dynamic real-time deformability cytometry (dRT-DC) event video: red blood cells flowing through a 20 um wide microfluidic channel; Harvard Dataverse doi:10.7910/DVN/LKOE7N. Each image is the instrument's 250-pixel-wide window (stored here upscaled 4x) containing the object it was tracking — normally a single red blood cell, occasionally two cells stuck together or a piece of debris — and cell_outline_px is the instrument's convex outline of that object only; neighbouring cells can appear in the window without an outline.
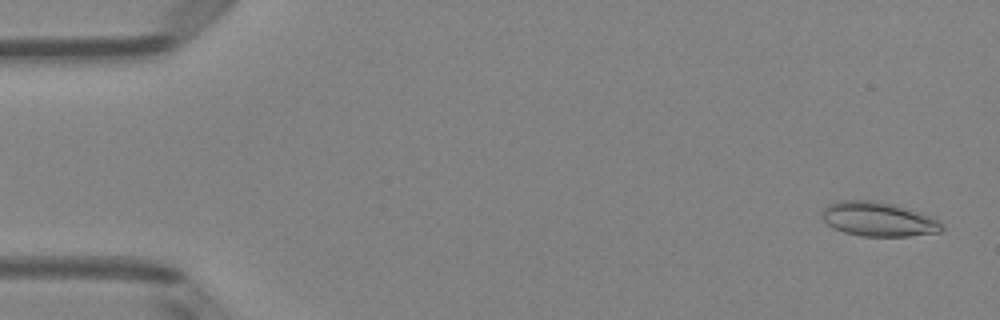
{"species": "Egyptian fruit bat (a non-hibernating species)", "species_latin": "Rousettus aegyptiacus", "temperature_condition": "room temperature", "stored_images_in_passage": 50, "camera_frame_rate_fps": 3000, "um_per_image_px": 0.085, "animal": {"sex": "female"}, "frame": {"image": 1, "passage_image": 2, "time_ms": 0.333, "image_size_px": [1000, 320], "cell_outline_px": [[944, 228], [940, 232], [908, 236], [860, 236], [844, 232], [828, 224], [820, 216], [824, 208], [828, 204], [836, 200], [876, 200], [896, 204], [932, 216], [944, 224]], "centroid_in_image_um": [74.68, 18.61], "position_along_channel_um": 10.3, "area_um2": 24.28}}
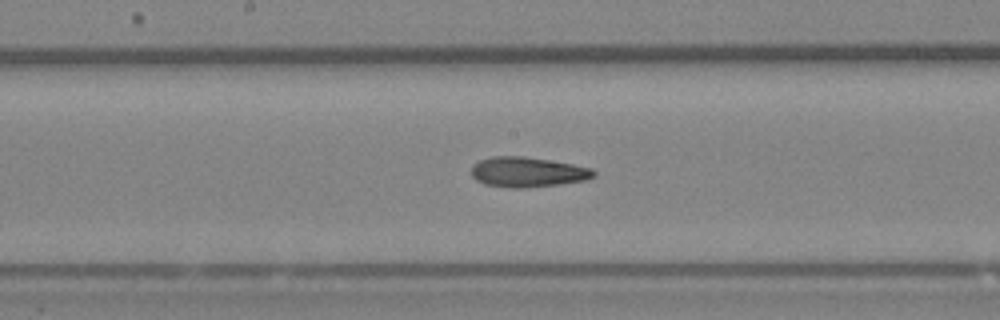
{"frame": {"image": 2, "passage_image": 26, "time_ms": 8.333, "image_size_px": [1000, 320], "cell_outline_px": [[596, 176], [588, 180], [560, 184], [524, 188], [512, 188], [484, 184], [476, 180], [472, 176], [472, 164], [480, 160], [492, 156], [524, 156], [572, 164], [592, 168], [596, 172]], "centroid_in_image_um": [44.86, 14.63], "position_along_channel_um": 203.3, "area_um2": 21.56}}
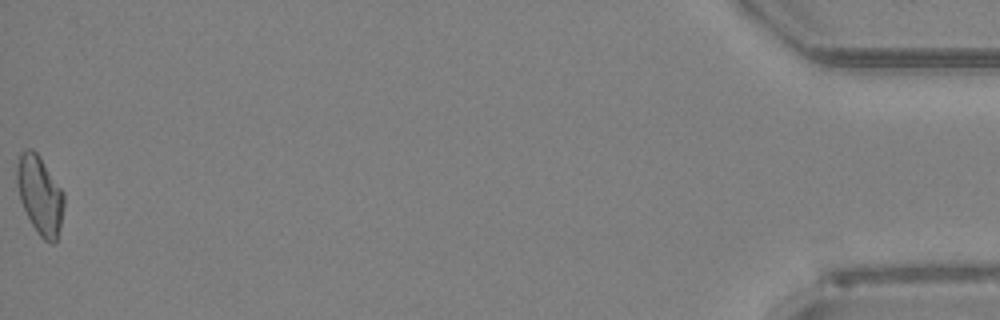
{"frame": {"image": 3, "passage_image": 50, "time_ms": 16.333, "image_size_px": [1000, 320], "cell_outline_px": [[64, 204], [60, 228], [56, 240], [52, 244], [44, 240], [40, 236], [32, 224], [20, 200], [16, 184], [16, 164], [20, 152], [24, 148], [32, 148], [40, 156], [64, 192]], "centroid_in_image_um": [3.38, 16.53], "position_along_channel_um": 431.8, "area_um2": 21.68}, "authors_computed_cell_mechanics": {"area_um2": 21.4149, "velocity_mm_per_s": 4.0865, "shape_relaxation_time_tau1_ms": 9.8781, "shape_relaxation_time_tau2_ms": 3.068, "deformation_change_tau1": 0.2032, "deformation_change_tau2": 0.114}}